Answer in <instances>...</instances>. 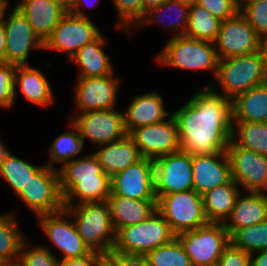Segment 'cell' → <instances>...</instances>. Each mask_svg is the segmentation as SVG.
<instances>
[{"mask_svg":"<svg viewBox=\"0 0 267 266\" xmlns=\"http://www.w3.org/2000/svg\"><path fill=\"white\" fill-rule=\"evenodd\" d=\"M172 115L181 151L191 156L226 151L233 125L231 99L206 86L194 92Z\"/></svg>","mask_w":267,"mask_h":266,"instance_id":"6da1fadb","label":"cell"},{"mask_svg":"<svg viewBox=\"0 0 267 266\" xmlns=\"http://www.w3.org/2000/svg\"><path fill=\"white\" fill-rule=\"evenodd\" d=\"M58 172L64 206L104 202L111 194V177L93 153L65 163Z\"/></svg>","mask_w":267,"mask_h":266,"instance_id":"7a4b0ae2","label":"cell"},{"mask_svg":"<svg viewBox=\"0 0 267 266\" xmlns=\"http://www.w3.org/2000/svg\"><path fill=\"white\" fill-rule=\"evenodd\" d=\"M214 79L223 92L216 90L214 82L207 86L231 100L253 87L266 83V56L263 48L253 53L219 59Z\"/></svg>","mask_w":267,"mask_h":266,"instance_id":"3957f363","label":"cell"},{"mask_svg":"<svg viewBox=\"0 0 267 266\" xmlns=\"http://www.w3.org/2000/svg\"><path fill=\"white\" fill-rule=\"evenodd\" d=\"M75 217L78 234L91 252L108 256L114 248L116 232L111 222L107 201L64 206Z\"/></svg>","mask_w":267,"mask_h":266,"instance_id":"277c9868","label":"cell"},{"mask_svg":"<svg viewBox=\"0 0 267 266\" xmlns=\"http://www.w3.org/2000/svg\"><path fill=\"white\" fill-rule=\"evenodd\" d=\"M160 66L180 70H208L215 78L219 58L215 44L184 35L171 37L165 47L155 57Z\"/></svg>","mask_w":267,"mask_h":266,"instance_id":"5b68a950","label":"cell"},{"mask_svg":"<svg viewBox=\"0 0 267 266\" xmlns=\"http://www.w3.org/2000/svg\"><path fill=\"white\" fill-rule=\"evenodd\" d=\"M176 238L170 224L156 210L146 220L119 229L111 253L146 255L148 252Z\"/></svg>","mask_w":267,"mask_h":266,"instance_id":"8992f818","label":"cell"},{"mask_svg":"<svg viewBox=\"0 0 267 266\" xmlns=\"http://www.w3.org/2000/svg\"><path fill=\"white\" fill-rule=\"evenodd\" d=\"M157 211L170 224L177 235L192 231L208 223L203 205V196L195 190L156 195Z\"/></svg>","mask_w":267,"mask_h":266,"instance_id":"52a82bcc","label":"cell"},{"mask_svg":"<svg viewBox=\"0 0 267 266\" xmlns=\"http://www.w3.org/2000/svg\"><path fill=\"white\" fill-rule=\"evenodd\" d=\"M192 266H212L219 262L222 252L230 244L224 223L208 222L192 231L177 234Z\"/></svg>","mask_w":267,"mask_h":266,"instance_id":"ba28073f","label":"cell"},{"mask_svg":"<svg viewBox=\"0 0 267 266\" xmlns=\"http://www.w3.org/2000/svg\"><path fill=\"white\" fill-rule=\"evenodd\" d=\"M22 203L34 212L35 216L56 213L64 209L60 191L58 169L43 166L17 195Z\"/></svg>","mask_w":267,"mask_h":266,"instance_id":"9c48e42d","label":"cell"},{"mask_svg":"<svg viewBox=\"0 0 267 266\" xmlns=\"http://www.w3.org/2000/svg\"><path fill=\"white\" fill-rule=\"evenodd\" d=\"M102 33L89 17L67 12L43 43V50L62 51L71 58L85 44L95 41Z\"/></svg>","mask_w":267,"mask_h":266,"instance_id":"30bf717a","label":"cell"},{"mask_svg":"<svg viewBox=\"0 0 267 266\" xmlns=\"http://www.w3.org/2000/svg\"><path fill=\"white\" fill-rule=\"evenodd\" d=\"M214 44L218 58L225 59L261 50L264 40L239 12L233 18L221 21Z\"/></svg>","mask_w":267,"mask_h":266,"instance_id":"8fae6325","label":"cell"},{"mask_svg":"<svg viewBox=\"0 0 267 266\" xmlns=\"http://www.w3.org/2000/svg\"><path fill=\"white\" fill-rule=\"evenodd\" d=\"M70 121L78 128L82 139L99 145L115 142L128 133L124 125V112L117 108L89 111L69 116Z\"/></svg>","mask_w":267,"mask_h":266,"instance_id":"7c38bea8","label":"cell"},{"mask_svg":"<svg viewBox=\"0 0 267 266\" xmlns=\"http://www.w3.org/2000/svg\"><path fill=\"white\" fill-rule=\"evenodd\" d=\"M8 6L3 8L6 36L5 62L17 66L28 65L29 53L33 49L43 50V42L34 33L28 19L18 8L14 7L11 14L5 17Z\"/></svg>","mask_w":267,"mask_h":266,"instance_id":"4fadbf2b","label":"cell"},{"mask_svg":"<svg viewBox=\"0 0 267 266\" xmlns=\"http://www.w3.org/2000/svg\"><path fill=\"white\" fill-rule=\"evenodd\" d=\"M37 217L39 226L50 242L63 254L61 259L82 258L91 253L65 209Z\"/></svg>","mask_w":267,"mask_h":266,"instance_id":"5bb4252c","label":"cell"},{"mask_svg":"<svg viewBox=\"0 0 267 266\" xmlns=\"http://www.w3.org/2000/svg\"><path fill=\"white\" fill-rule=\"evenodd\" d=\"M134 200H157L154 160L142 158L111 177V194Z\"/></svg>","mask_w":267,"mask_h":266,"instance_id":"9a60e30c","label":"cell"},{"mask_svg":"<svg viewBox=\"0 0 267 266\" xmlns=\"http://www.w3.org/2000/svg\"><path fill=\"white\" fill-rule=\"evenodd\" d=\"M128 135L144 158L155 160L180 151L178 126L173 115L162 122L133 129Z\"/></svg>","mask_w":267,"mask_h":266,"instance_id":"2e32d148","label":"cell"},{"mask_svg":"<svg viewBox=\"0 0 267 266\" xmlns=\"http://www.w3.org/2000/svg\"><path fill=\"white\" fill-rule=\"evenodd\" d=\"M155 194L167 195L193 189L192 156L183 151L154 160Z\"/></svg>","mask_w":267,"mask_h":266,"instance_id":"e0dca14e","label":"cell"},{"mask_svg":"<svg viewBox=\"0 0 267 266\" xmlns=\"http://www.w3.org/2000/svg\"><path fill=\"white\" fill-rule=\"evenodd\" d=\"M114 72L105 77L77 78L74 86L76 114L116 107L120 79Z\"/></svg>","mask_w":267,"mask_h":266,"instance_id":"ac0fdd59","label":"cell"},{"mask_svg":"<svg viewBox=\"0 0 267 266\" xmlns=\"http://www.w3.org/2000/svg\"><path fill=\"white\" fill-rule=\"evenodd\" d=\"M231 178L245 189L258 192L267 178V156L237 146L232 140L226 149Z\"/></svg>","mask_w":267,"mask_h":266,"instance_id":"d6986e66","label":"cell"},{"mask_svg":"<svg viewBox=\"0 0 267 266\" xmlns=\"http://www.w3.org/2000/svg\"><path fill=\"white\" fill-rule=\"evenodd\" d=\"M193 190L203 196L231 179L230 161L226 151L192 156Z\"/></svg>","mask_w":267,"mask_h":266,"instance_id":"ffe728a7","label":"cell"},{"mask_svg":"<svg viewBox=\"0 0 267 266\" xmlns=\"http://www.w3.org/2000/svg\"><path fill=\"white\" fill-rule=\"evenodd\" d=\"M15 7L28 19L43 43L67 13V5L61 0H20Z\"/></svg>","mask_w":267,"mask_h":266,"instance_id":"44dd1931","label":"cell"},{"mask_svg":"<svg viewBox=\"0 0 267 266\" xmlns=\"http://www.w3.org/2000/svg\"><path fill=\"white\" fill-rule=\"evenodd\" d=\"M163 102V97L154 91L134 96L124 113L127 133L138 127L156 124L169 118L172 113L166 110Z\"/></svg>","mask_w":267,"mask_h":266,"instance_id":"7402d4cb","label":"cell"},{"mask_svg":"<svg viewBox=\"0 0 267 266\" xmlns=\"http://www.w3.org/2000/svg\"><path fill=\"white\" fill-rule=\"evenodd\" d=\"M99 146L98 151L93 154L98 159L103 171L110 177L143 158L139 148L128 134L115 142Z\"/></svg>","mask_w":267,"mask_h":266,"instance_id":"603a6c76","label":"cell"},{"mask_svg":"<svg viewBox=\"0 0 267 266\" xmlns=\"http://www.w3.org/2000/svg\"><path fill=\"white\" fill-rule=\"evenodd\" d=\"M107 203L115 232L146 220L157 210V200H134L119 195H109Z\"/></svg>","mask_w":267,"mask_h":266,"instance_id":"cb8c5ba5","label":"cell"},{"mask_svg":"<svg viewBox=\"0 0 267 266\" xmlns=\"http://www.w3.org/2000/svg\"><path fill=\"white\" fill-rule=\"evenodd\" d=\"M17 87L24 98L41 107H46L54 102L53 89L45 74L28 65L17 66L15 71V98Z\"/></svg>","mask_w":267,"mask_h":266,"instance_id":"d4e9b609","label":"cell"},{"mask_svg":"<svg viewBox=\"0 0 267 266\" xmlns=\"http://www.w3.org/2000/svg\"><path fill=\"white\" fill-rule=\"evenodd\" d=\"M242 192L237 196L233 211L224 223L229 235L241 228L267 220V199L258 192L247 191V195Z\"/></svg>","mask_w":267,"mask_h":266,"instance_id":"484cf974","label":"cell"},{"mask_svg":"<svg viewBox=\"0 0 267 266\" xmlns=\"http://www.w3.org/2000/svg\"><path fill=\"white\" fill-rule=\"evenodd\" d=\"M106 41L101 34L95 41L85 44L69 59L80 69L78 78L105 77L114 72L112 62L103 48Z\"/></svg>","mask_w":267,"mask_h":266,"instance_id":"4316f807","label":"cell"},{"mask_svg":"<svg viewBox=\"0 0 267 266\" xmlns=\"http://www.w3.org/2000/svg\"><path fill=\"white\" fill-rule=\"evenodd\" d=\"M240 191L239 185L231 178L227 183L205 193L203 195V205L207 221L225 223L233 211Z\"/></svg>","mask_w":267,"mask_h":266,"instance_id":"83f0119b","label":"cell"},{"mask_svg":"<svg viewBox=\"0 0 267 266\" xmlns=\"http://www.w3.org/2000/svg\"><path fill=\"white\" fill-rule=\"evenodd\" d=\"M233 121L267 122V83L253 87L232 100Z\"/></svg>","mask_w":267,"mask_h":266,"instance_id":"f1b7e54d","label":"cell"},{"mask_svg":"<svg viewBox=\"0 0 267 266\" xmlns=\"http://www.w3.org/2000/svg\"><path fill=\"white\" fill-rule=\"evenodd\" d=\"M171 13L173 18H167ZM173 13V14H172ZM190 6L183 4L177 0H167L165 3L161 4L158 7H154L148 10L143 19L138 23L139 28H143L145 25L149 24H163L165 26V19H170V23H167V27L171 31H177L172 37H178L185 34L188 21H189ZM166 17V18H165ZM165 18V19H164ZM172 20V22H171ZM162 22V23H161ZM179 31V32H178Z\"/></svg>","mask_w":267,"mask_h":266,"instance_id":"f546056e","label":"cell"},{"mask_svg":"<svg viewBox=\"0 0 267 266\" xmlns=\"http://www.w3.org/2000/svg\"><path fill=\"white\" fill-rule=\"evenodd\" d=\"M15 216V212L12 211L0 214V260L8 265L18 264L20 251L26 240Z\"/></svg>","mask_w":267,"mask_h":266,"instance_id":"4dcf8cb0","label":"cell"},{"mask_svg":"<svg viewBox=\"0 0 267 266\" xmlns=\"http://www.w3.org/2000/svg\"><path fill=\"white\" fill-rule=\"evenodd\" d=\"M231 140L239 147L267 156V122L233 121Z\"/></svg>","mask_w":267,"mask_h":266,"instance_id":"1f68e13d","label":"cell"},{"mask_svg":"<svg viewBox=\"0 0 267 266\" xmlns=\"http://www.w3.org/2000/svg\"><path fill=\"white\" fill-rule=\"evenodd\" d=\"M68 122L71 129L59 134L50 145V159L46 164L50 168L57 169L55 163H61L62 167L65 163L72 161L73 157L81 153L85 145L78 128L72 121Z\"/></svg>","mask_w":267,"mask_h":266,"instance_id":"d6a6232c","label":"cell"},{"mask_svg":"<svg viewBox=\"0 0 267 266\" xmlns=\"http://www.w3.org/2000/svg\"><path fill=\"white\" fill-rule=\"evenodd\" d=\"M221 20L216 18L205 7L198 4L190 6L188 27L184 36L215 42L219 33Z\"/></svg>","mask_w":267,"mask_h":266,"instance_id":"836d02e7","label":"cell"},{"mask_svg":"<svg viewBox=\"0 0 267 266\" xmlns=\"http://www.w3.org/2000/svg\"><path fill=\"white\" fill-rule=\"evenodd\" d=\"M34 165L12 155L9 151L0 162V176L7 182L14 193H18L25 187L31 176L34 175L41 167Z\"/></svg>","mask_w":267,"mask_h":266,"instance_id":"e575fe53","label":"cell"},{"mask_svg":"<svg viewBox=\"0 0 267 266\" xmlns=\"http://www.w3.org/2000/svg\"><path fill=\"white\" fill-rule=\"evenodd\" d=\"M230 243L249 254L267 250V220L234 231Z\"/></svg>","mask_w":267,"mask_h":266,"instance_id":"d590c367","label":"cell"},{"mask_svg":"<svg viewBox=\"0 0 267 266\" xmlns=\"http://www.w3.org/2000/svg\"><path fill=\"white\" fill-rule=\"evenodd\" d=\"M145 257L148 266H192L189 256L177 237L148 252Z\"/></svg>","mask_w":267,"mask_h":266,"instance_id":"8d00e7d4","label":"cell"},{"mask_svg":"<svg viewBox=\"0 0 267 266\" xmlns=\"http://www.w3.org/2000/svg\"><path fill=\"white\" fill-rule=\"evenodd\" d=\"M112 3L118 15L117 27L131 36L132 27L134 29L144 17L143 0H113Z\"/></svg>","mask_w":267,"mask_h":266,"instance_id":"74e56055","label":"cell"},{"mask_svg":"<svg viewBox=\"0 0 267 266\" xmlns=\"http://www.w3.org/2000/svg\"><path fill=\"white\" fill-rule=\"evenodd\" d=\"M240 12L257 34L267 41V0L239 2Z\"/></svg>","mask_w":267,"mask_h":266,"instance_id":"f35d334b","label":"cell"},{"mask_svg":"<svg viewBox=\"0 0 267 266\" xmlns=\"http://www.w3.org/2000/svg\"><path fill=\"white\" fill-rule=\"evenodd\" d=\"M31 243L26 239L20 251L19 266H58V257L46 246H36L32 249ZM29 249V250H27Z\"/></svg>","mask_w":267,"mask_h":266,"instance_id":"ab89813d","label":"cell"},{"mask_svg":"<svg viewBox=\"0 0 267 266\" xmlns=\"http://www.w3.org/2000/svg\"><path fill=\"white\" fill-rule=\"evenodd\" d=\"M17 65L0 62V108L9 109L15 104V71Z\"/></svg>","mask_w":267,"mask_h":266,"instance_id":"60d3db41","label":"cell"},{"mask_svg":"<svg viewBox=\"0 0 267 266\" xmlns=\"http://www.w3.org/2000/svg\"><path fill=\"white\" fill-rule=\"evenodd\" d=\"M196 4L205 7L221 21L233 18L240 12L238 0H197Z\"/></svg>","mask_w":267,"mask_h":266,"instance_id":"b9f144b4","label":"cell"},{"mask_svg":"<svg viewBox=\"0 0 267 266\" xmlns=\"http://www.w3.org/2000/svg\"><path fill=\"white\" fill-rule=\"evenodd\" d=\"M251 255L231 243L222 252L218 266H250Z\"/></svg>","mask_w":267,"mask_h":266,"instance_id":"7bdbcfd3","label":"cell"},{"mask_svg":"<svg viewBox=\"0 0 267 266\" xmlns=\"http://www.w3.org/2000/svg\"><path fill=\"white\" fill-rule=\"evenodd\" d=\"M116 266H148L145 255L110 253L107 256Z\"/></svg>","mask_w":267,"mask_h":266,"instance_id":"ee69618b","label":"cell"},{"mask_svg":"<svg viewBox=\"0 0 267 266\" xmlns=\"http://www.w3.org/2000/svg\"><path fill=\"white\" fill-rule=\"evenodd\" d=\"M104 257L97 252H91L82 258L59 259L58 257V266H97Z\"/></svg>","mask_w":267,"mask_h":266,"instance_id":"f6af8a7d","label":"cell"},{"mask_svg":"<svg viewBox=\"0 0 267 266\" xmlns=\"http://www.w3.org/2000/svg\"><path fill=\"white\" fill-rule=\"evenodd\" d=\"M92 1L93 0H72L67 5V12L74 14L78 17L88 18V15L85 13V11L83 9H81V6H83L84 8L86 6L89 8H92V7L97 6V4H99V2H100V0H94L93 2Z\"/></svg>","mask_w":267,"mask_h":266,"instance_id":"bcb514c9","label":"cell"},{"mask_svg":"<svg viewBox=\"0 0 267 266\" xmlns=\"http://www.w3.org/2000/svg\"><path fill=\"white\" fill-rule=\"evenodd\" d=\"M250 255V266H267V250L257 251Z\"/></svg>","mask_w":267,"mask_h":266,"instance_id":"7dc6e473","label":"cell"},{"mask_svg":"<svg viewBox=\"0 0 267 266\" xmlns=\"http://www.w3.org/2000/svg\"><path fill=\"white\" fill-rule=\"evenodd\" d=\"M6 36L3 21V10L0 14V62H5Z\"/></svg>","mask_w":267,"mask_h":266,"instance_id":"c3c4849f","label":"cell"},{"mask_svg":"<svg viewBox=\"0 0 267 266\" xmlns=\"http://www.w3.org/2000/svg\"><path fill=\"white\" fill-rule=\"evenodd\" d=\"M167 0H143V5H144V15L145 13L154 8V7H158L161 4L165 3Z\"/></svg>","mask_w":267,"mask_h":266,"instance_id":"681fc988","label":"cell"},{"mask_svg":"<svg viewBox=\"0 0 267 266\" xmlns=\"http://www.w3.org/2000/svg\"><path fill=\"white\" fill-rule=\"evenodd\" d=\"M9 152L5 144L0 140V162L3 160L5 155Z\"/></svg>","mask_w":267,"mask_h":266,"instance_id":"f907efd6","label":"cell"},{"mask_svg":"<svg viewBox=\"0 0 267 266\" xmlns=\"http://www.w3.org/2000/svg\"><path fill=\"white\" fill-rule=\"evenodd\" d=\"M97 266H116L107 256H105Z\"/></svg>","mask_w":267,"mask_h":266,"instance_id":"816d5d0a","label":"cell"},{"mask_svg":"<svg viewBox=\"0 0 267 266\" xmlns=\"http://www.w3.org/2000/svg\"><path fill=\"white\" fill-rule=\"evenodd\" d=\"M258 193L267 199V178L265 180L264 185L261 187V189L258 191Z\"/></svg>","mask_w":267,"mask_h":266,"instance_id":"f5cc1de1","label":"cell"},{"mask_svg":"<svg viewBox=\"0 0 267 266\" xmlns=\"http://www.w3.org/2000/svg\"><path fill=\"white\" fill-rule=\"evenodd\" d=\"M180 1L183 4H187L189 6L194 5L195 3H197V0H177Z\"/></svg>","mask_w":267,"mask_h":266,"instance_id":"db71d44e","label":"cell"},{"mask_svg":"<svg viewBox=\"0 0 267 266\" xmlns=\"http://www.w3.org/2000/svg\"><path fill=\"white\" fill-rule=\"evenodd\" d=\"M263 51H264L265 56H266V83H267V41L264 42Z\"/></svg>","mask_w":267,"mask_h":266,"instance_id":"11a10c76","label":"cell"},{"mask_svg":"<svg viewBox=\"0 0 267 266\" xmlns=\"http://www.w3.org/2000/svg\"><path fill=\"white\" fill-rule=\"evenodd\" d=\"M6 5H9V0H0V14Z\"/></svg>","mask_w":267,"mask_h":266,"instance_id":"9f6ffc18","label":"cell"},{"mask_svg":"<svg viewBox=\"0 0 267 266\" xmlns=\"http://www.w3.org/2000/svg\"><path fill=\"white\" fill-rule=\"evenodd\" d=\"M0 266H9L6 262L0 260Z\"/></svg>","mask_w":267,"mask_h":266,"instance_id":"6f0895ef","label":"cell"},{"mask_svg":"<svg viewBox=\"0 0 267 266\" xmlns=\"http://www.w3.org/2000/svg\"><path fill=\"white\" fill-rule=\"evenodd\" d=\"M239 2H254V1H257V0H238Z\"/></svg>","mask_w":267,"mask_h":266,"instance_id":"680465c9","label":"cell"},{"mask_svg":"<svg viewBox=\"0 0 267 266\" xmlns=\"http://www.w3.org/2000/svg\"><path fill=\"white\" fill-rule=\"evenodd\" d=\"M63 1L66 5H68L72 0H61Z\"/></svg>","mask_w":267,"mask_h":266,"instance_id":"91938a15","label":"cell"}]
</instances>
